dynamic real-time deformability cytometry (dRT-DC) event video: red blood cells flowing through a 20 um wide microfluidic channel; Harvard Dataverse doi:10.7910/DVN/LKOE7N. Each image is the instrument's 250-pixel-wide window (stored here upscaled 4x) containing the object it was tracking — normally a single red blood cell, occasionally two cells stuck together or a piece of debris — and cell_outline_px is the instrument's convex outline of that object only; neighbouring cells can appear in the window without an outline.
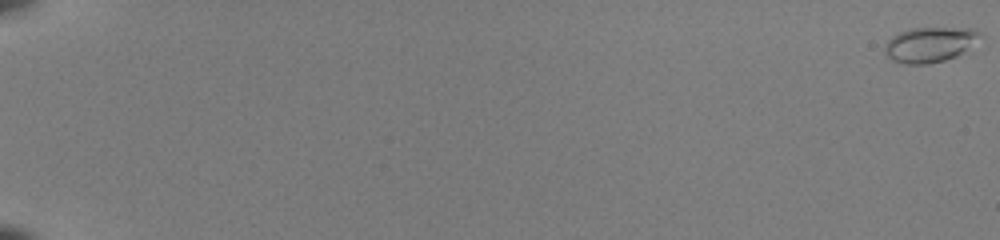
{"species": "common noctule bat (a hibernating species)", "species_latin": "Nyctalus noctula", "temperature_condition": "room temperature", "stored_images_in_passage": 10, "camera_frame_rate_fps": 3000, "um_per_image_px": 0.085, "animal": {"sex": "female", "body_mass_g": 22.0, "forearm_length_mm": 56.7}, "frame": {"image": 1, "passage_image": 1, "time_ms": 0.0, "image_size_px": [1000, 240], "cell_outline_px": [[980, 36], [956, 56], [944, 60], [928, 64], [908, 64], [892, 60], [884, 52], [884, 44], [892, 36], [900, 32], [912, 28], [976, 28], [980, 32]], "centroid_in_image_um": [78.97, 3.78], "position_along_channel_um": 6.0, "area_um2": 19.13}}